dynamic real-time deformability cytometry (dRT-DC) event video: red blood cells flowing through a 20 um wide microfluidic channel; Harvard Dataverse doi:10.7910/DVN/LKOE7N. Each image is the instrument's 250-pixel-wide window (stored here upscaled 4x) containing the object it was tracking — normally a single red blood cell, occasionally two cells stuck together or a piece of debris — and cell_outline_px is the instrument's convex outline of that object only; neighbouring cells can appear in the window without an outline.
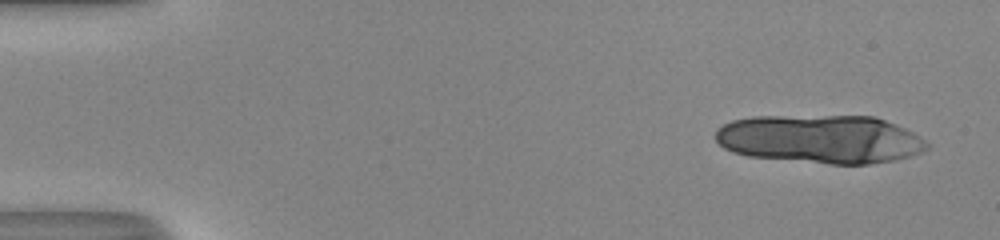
{"species": "human", "species_latin": "Homo sapiens", "temperature_condition": "room temperature", "stored_images_in_passage": 15, "camera_frame_rate_fps": 3000, "um_per_image_px": 0.085, "donor": {"sex": "male"}, "frame": {"image": 1, "passage_image": 3, "time_ms": 0.667, "image_size_px": [1000, 240], "cell_outline_px": [[928, 148], [920, 152], [908, 156], [892, 160], [868, 164], [828, 164], [748, 156], [732, 152], [724, 148], [716, 140], [716, 128], [732, 120], [752, 116], [872, 116], [884, 120], [904, 128], [912, 132], [924, 140], [928, 144]], "centroid_in_image_um": [69.68, 11.82], "position_along_channel_um": 15.3, "area_um2": 59.53}}